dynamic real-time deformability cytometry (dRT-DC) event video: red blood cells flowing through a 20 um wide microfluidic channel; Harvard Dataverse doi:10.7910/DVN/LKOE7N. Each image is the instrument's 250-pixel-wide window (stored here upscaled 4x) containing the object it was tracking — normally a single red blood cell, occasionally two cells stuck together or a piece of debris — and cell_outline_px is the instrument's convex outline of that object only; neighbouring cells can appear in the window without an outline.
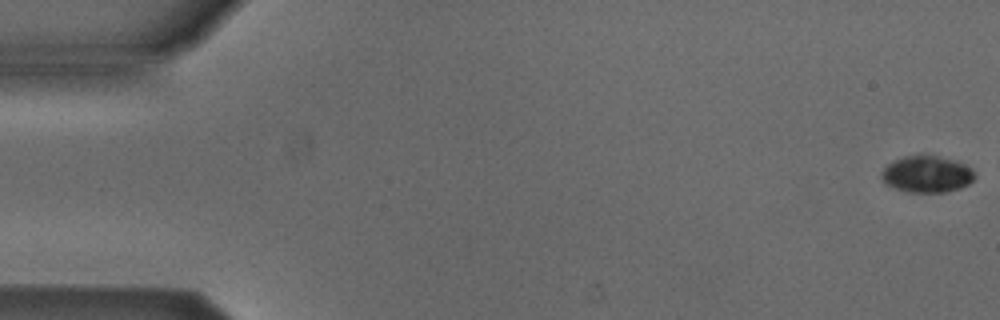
{"species": "Egyptian fruit bat (a non-hibernating species)", "species_latin": "Rousettus aegyptiacus", "temperature_condition": "cold", "stored_images_in_passage": 7, "camera_frame_rate_fps": 3000, "um_per_image_px": 0.085, "animal": {"sex": "male"}, "frame": {"image": 1, "passage_image": 1, "time_ms": 0.0, "image_size_px": [1000, 320], "cell_outline_px": [[976, 176], [968, 184], [960, 188], [944, 192], [908, 192], [892, 188], [884, 184], [880, 176], [880, 172], [888, 164], [904, 156], [920, 152], [952, 160], [964, 164], [972, 168]], "centroid_in_image_um": [78.74, 14.79], "position_along_channel_um": 6.3, "area_um2": 20.29}}